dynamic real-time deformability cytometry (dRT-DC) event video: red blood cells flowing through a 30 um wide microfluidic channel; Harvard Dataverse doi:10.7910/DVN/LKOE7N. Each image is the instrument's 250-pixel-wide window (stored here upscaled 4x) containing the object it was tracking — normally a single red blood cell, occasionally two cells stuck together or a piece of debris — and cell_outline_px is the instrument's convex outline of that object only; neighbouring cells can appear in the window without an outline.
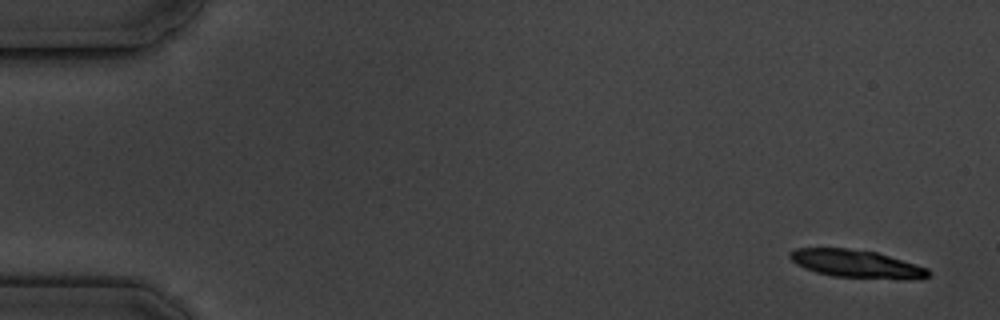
{"species": "common noctule bat (a hibernating species)", "species_latin": "Nyctalus noctula", "temperature_condition": "cold", "stored_images_in_passage": 5, "camera_frame_rate_fps": 3000, "um_per_image_px": 0.085, "animal": {"sex": "male", "body_mass_g": 19.5, "forearm_length_mm": 54.6}, "frame": {"image": 1, "passage_image": 1, "time_ms": 0.0, "image_size_px": [1000, 320], "cell_outline_px": [[932, 276], [900, 280], [896, 280], [832, 276], [816, 272], [804, 268], [796, 264], [788, 256], [788, 252], [796, 248], [848, 248], [876, 252], [916, 264], [928, 268], [932, 272]], "centroid_in_image_um": [72.81, 22.44], "position_along_channel_um": 12.2, "area_um2": 22.77}}
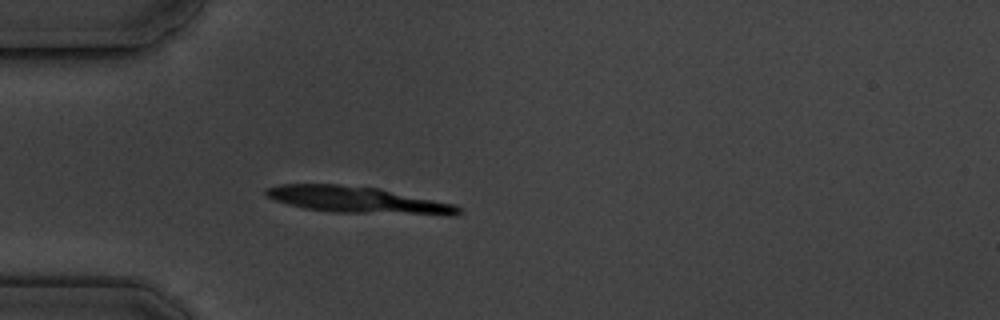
{"frame": {"image": 2, "passage_image": 5, "time_ms": 4.667, "image_size_px": [1000, 320], "cell_outline_px": [[460, 212], [456, 216], [448, 216], [336, 212], [304, 208], [288, 204], [276, 200], [268, 196], [264, 192], [264, 188], [280, 184], [340, 184], [380, 188], [452, 204], [460, 208]], "centroid_in_image_um": [30.42, 17.0], "position_along_channel_um": 54.6, "area_um2": 29.88}}